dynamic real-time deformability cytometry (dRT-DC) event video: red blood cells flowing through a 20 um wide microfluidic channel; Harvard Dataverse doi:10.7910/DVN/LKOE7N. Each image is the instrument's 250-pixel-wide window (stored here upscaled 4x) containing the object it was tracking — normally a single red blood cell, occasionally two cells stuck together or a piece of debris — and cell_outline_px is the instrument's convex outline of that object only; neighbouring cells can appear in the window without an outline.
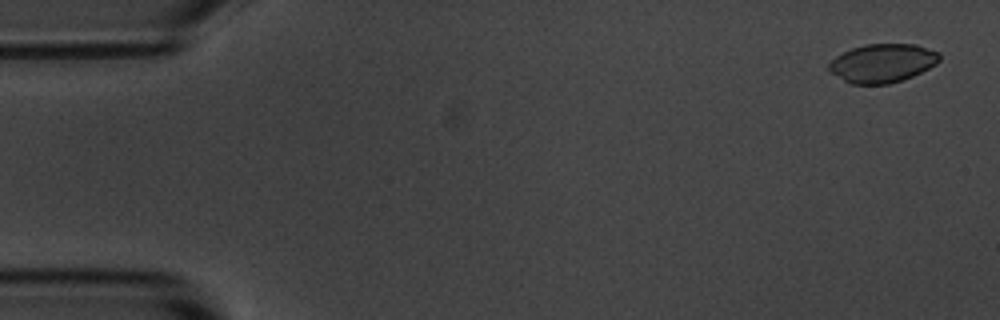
{"species": "common noctule bat (a hibernating species)", "species_latin": "Nyctalus noctula", "temperature_condition": "room temperature", "stored_images_in_passage": 5, "camera_frame_rate_fps": 3000, "um_per_image_px": 0.085, "animal": {"sex": "male", "body_mass_g": 20.1, "forearm_length_mm": 53.5}, "frame": {"image": 1, "passage_image": 1, "time_ms": 0.0, "image_size_px": [1000, 320], "cell_outline_px": [[940, 60], [936, 64], [912, 76], [888, 84], [848, 84], [832, 72], [828, 68], [828, 64], [836, 56], [852, 48], [864, 44], [916, 44], [940, 52]], "centroid_in_image_um": [75.01, 5.36], "position_along_channel_um": 10.0, "area_um2": 24.8}}